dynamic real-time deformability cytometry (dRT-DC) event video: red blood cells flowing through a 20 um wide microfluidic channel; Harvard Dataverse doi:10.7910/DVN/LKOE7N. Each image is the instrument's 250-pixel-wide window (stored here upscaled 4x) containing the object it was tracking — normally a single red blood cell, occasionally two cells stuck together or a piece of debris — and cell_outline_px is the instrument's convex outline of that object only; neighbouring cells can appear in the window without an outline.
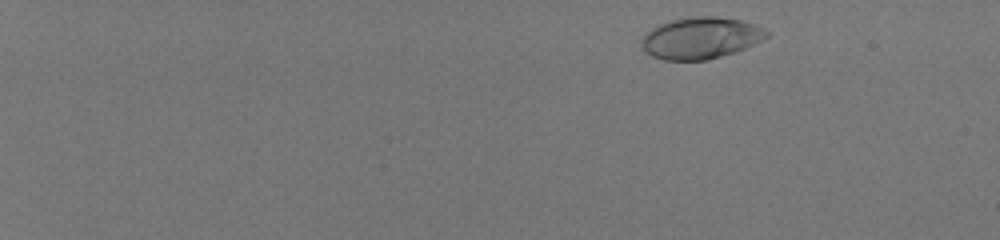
{"species": "human", "species_latin": "Homo sapiens", "temperature_condition": "room temperature", "stored_images_in_passage": 49, "camera_frame_rate_fps": 3000, "um_per_image_px": 0.085, "donor": {"sex": "male"}, "frame": {"image": 1, "passage_image": 3, "time_ms": 0.667, "image_size_px": [1000, 240], "cell_outline_px": [[768, 36], [736, 52], [704, 60], [664, 60], [652, 56], [644, 48], [640, 40], [652, 28], [660, 24], [672, 20], [692, 16], [716, 16], [740, 20], [756, 24], [764, 28], [768, 32]], "centroid_in_image_um": [59.57, 3.22], "position_along_channel_um": 25.4, "area_um2": 30.0}}
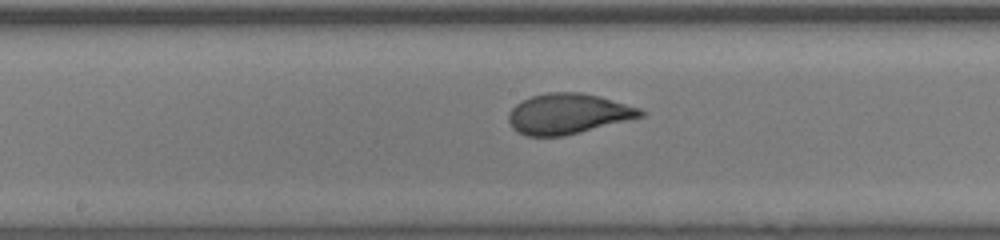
{"frame": {"image": 2, "passage_image": 29, "time_ms": 9.333, "image_size_px": [1000, 240], "cell_outline_px": [[648, 112], [644, 116], [580, 132], [560, 136], [524, 136], [516, 132], [512, 128], [508, 120], [508, 112], [520, 100], [532, 96], [548, 92], [580, 92], [600, 96], [640, 108]], "centroid_in_image_um": [48.26, 9.67], "position_along_channel_um": 199.9, "area_um2": 31.21}}
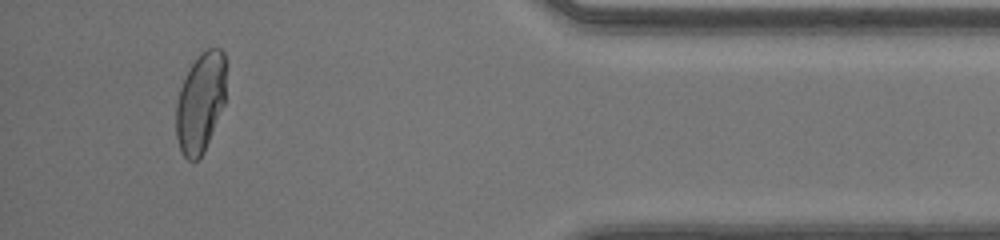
{"frame": {"image": 3, "passage_image": 47, "time_ms": 15.333, "image_size_px": [1000, 240], "cell_outline_px": [[224, 104], [204, 152], [196, 160], [188, 160], [184, 156], [180, 148], [176, 136], [176, 104], [180, 88], [192, 64], [200, 52], [208, 48], [220, 48], [224, 52]], "centroid_in_image_um": [17.02, 8.72], "position_along_channel_um": 418.2, "area_um2": 28.61}, "authors_computed_cell_mechanics": {"area_um2": 30.2294, "velocity_mm_per_s": 4.1357, "shape_relaxation_time_tau1_ms": 3.8693, "shape_relaxation_time_tau2_ms": null, "deformation_change_tau1": 0.1856, "deformation_change_tau2": null}}